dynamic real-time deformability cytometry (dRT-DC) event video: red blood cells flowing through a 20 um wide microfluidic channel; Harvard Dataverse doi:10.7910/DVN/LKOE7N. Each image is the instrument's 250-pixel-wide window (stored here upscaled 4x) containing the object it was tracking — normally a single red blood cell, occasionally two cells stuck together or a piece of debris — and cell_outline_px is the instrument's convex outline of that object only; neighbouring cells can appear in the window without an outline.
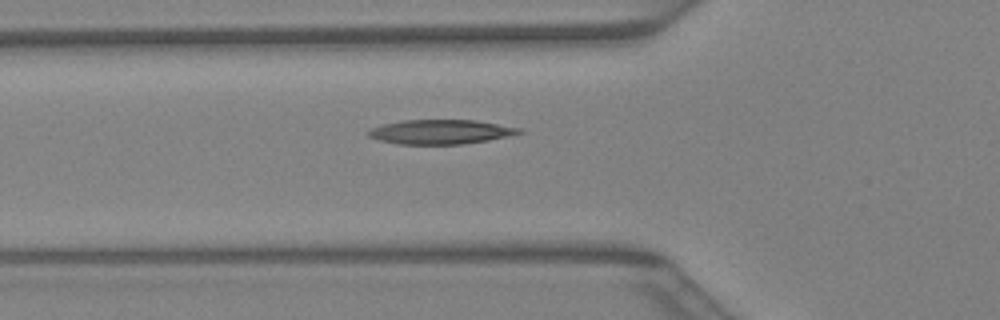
{"species": "Egyptian fruit bat (a non-hibernating species)", "species_latin": "Rousettus aegyptiacus", "temperature_condition": "warm", "stored_images_in_passage": 38, "camera_frame_rate_fps": 3000, "um_per_image_px": 0.085, "animal": {"sex": "female"}, "frame": {"image": 1, "passage_image": 14, "time_ms": 4.333, "image_size_px": [1000, 320], "cell_outline_px": [[524, 132], [488, 140], [464, 144], [400, 144], [380, 140], [368, 136], [364, 132], [368, 128], [400, 120], [476, 120], [520, 128]], "centroid_in_image_um": [37.39, 11.2], "position_along_channel_um": 88.4, "area_um2": 21.44}}
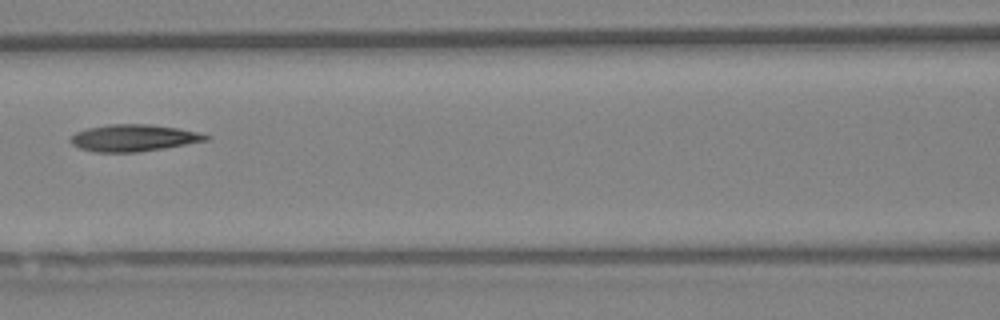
{"frame": {"image": 2, "passage_image": 18, "time_ms": 5.667, "image_size_px": [1000, 320], "cell_outline_px": [[212, 136], [208, 140], [136, 152], [92, 152], [80, 148], [72, 144], [68, 140], [76, 132], [88, 128], [108, 124], [152, 124], [176, 128], [196, 132]], "centroid_in_image_um": [11.3, 11.71], "position_along_channel_um": 155.3, "area_um2": 20.92}}
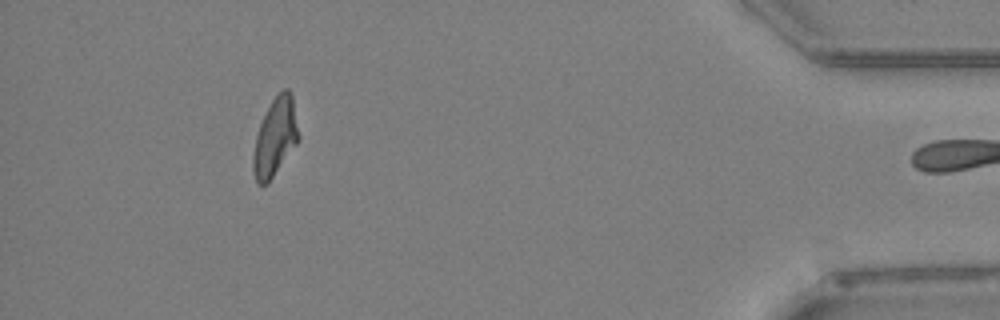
{"frame": {"image": 3, "passage_image": 37, "time_ms": 12.0, "image_size_px": [1000, 320], "cell_outline_px": [[300, 140], [268, 184], [256, 184], [252, 172], [252, 156], [256, 136], [260, 124], [272, 100], [284, 88], [288, 88], [292, 96], [300, 136]], "centroid_in_image_um": [23.39, 11.72], "position_along_channel_um": 411.8, "area_um2": 20.81}}